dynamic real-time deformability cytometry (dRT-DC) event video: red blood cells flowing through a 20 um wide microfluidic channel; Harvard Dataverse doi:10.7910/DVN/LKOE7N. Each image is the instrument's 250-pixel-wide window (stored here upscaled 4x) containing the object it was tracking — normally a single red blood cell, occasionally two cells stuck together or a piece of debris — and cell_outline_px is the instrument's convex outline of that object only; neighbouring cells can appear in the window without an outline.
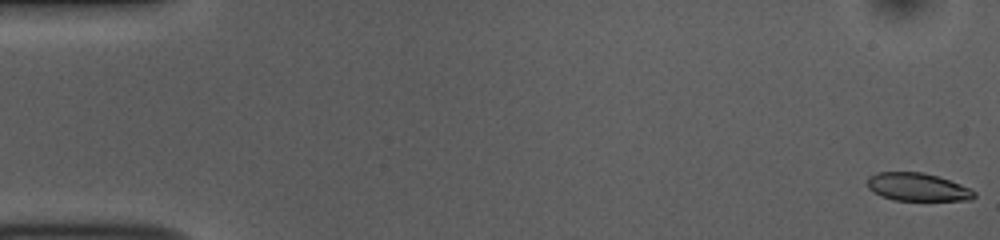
{"species": "common noctule bat (a hibernating species)", "species_latin": "Nyctalus noctula", "temperature_condition": "room temperature", "stored_images_in_passage": 52, "camera_frame_rate_fps": 3000, "um_per_image_px": 0.085, "animal": {"sex": "female", "body_mass_g": 10.0, "forearm_length_mm": 53.1}, "frame": {"image": 1, "passage_image": 1, "time_ms": 0.0, "image_size_px": [1000, 240], "cell_outline_px": [[976, 196], [972, 200], [892, 200], [880, 196], [868, 188], [868, 176], [876, 172], [924, 172], [972, 188], [976, 192]], "centroid_in_image_um": [77.99, 15.9], "position_along_channel_um": 7.0, "area_um2": 17.51}}
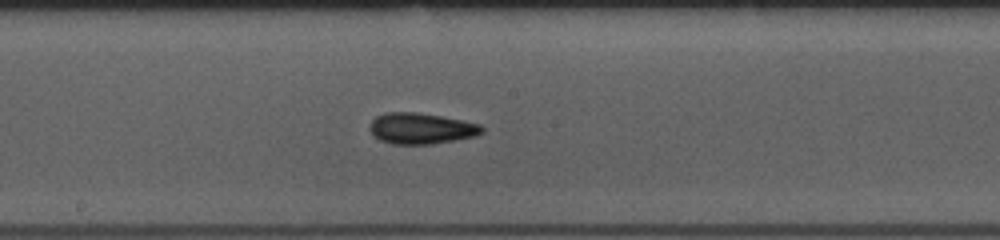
{"frame": {"image": 2, "passage_image": 28, "time_ms": 9.0, "image_size_px": [1000, 240], "cell_outline_px": [[484, 132], [476, 136], [432, 144], [392, 144], [380, 140], [368, 128], [372, 120], [376, 116], [384, 112], [416, 112], [464, 120], [480, 124], [484, 128]], "centroid_in_image_um": [35.81, 10.91], "position_along_channel_um": 212.4, "area_um2": 20.35}}
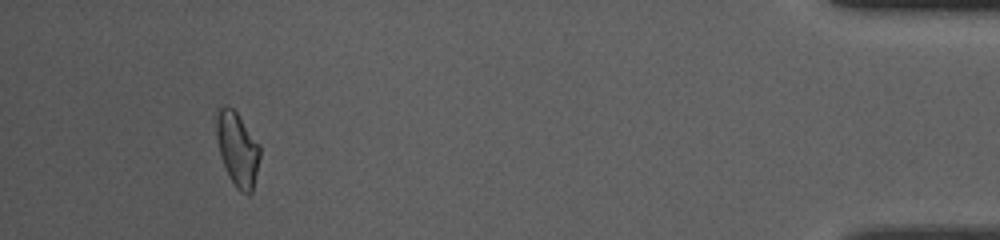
{"frame": {"image": 3, "passage_image": 49, "time_ms": 16.0, "image_size_px": [1000, 240], "cell_outline_px": [[260, 156], [252, 192], [248, 196], [240, 192], [236, 188], [220, 156], [216, 136], [216, 108], [224, 104], [232, 108], [236, 112], [260, 144]], "centroid_in_image_um": [20.17, 12.64], "position_along_channel_um": 415.0, "area_um2": 18.84}, "authors_computed_cell_mechanics": {"area_um2": 18.9873, "velocity_mm_per_s": 3.8349, "shape_relaxation_time_tau1_ms": 5.0132, "shape_relaxation_time_tau2_ms": 2.9309, "deformation_change_tau1": 0.1186, "deformation_change_tau2": 0.0964}}